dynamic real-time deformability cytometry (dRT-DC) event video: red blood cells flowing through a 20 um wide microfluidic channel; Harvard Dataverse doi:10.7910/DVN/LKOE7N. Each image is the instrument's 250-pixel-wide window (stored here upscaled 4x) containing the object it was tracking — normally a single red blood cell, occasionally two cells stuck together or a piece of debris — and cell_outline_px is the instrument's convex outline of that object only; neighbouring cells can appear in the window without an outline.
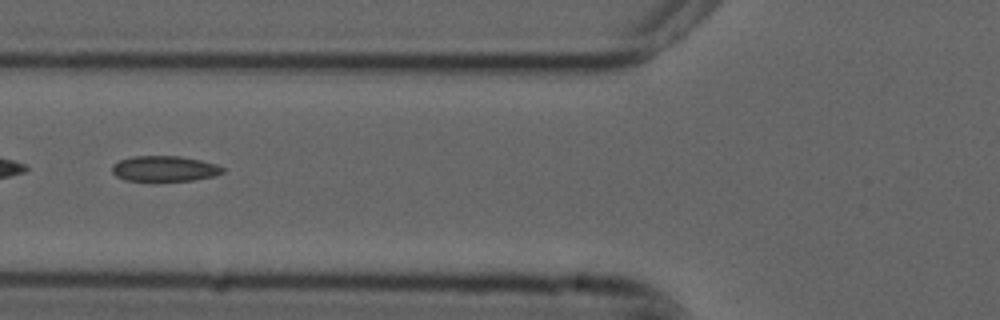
{"species": "common noctule bat (a hibernating species)", "species_latin": "Nyctalus noctula", "temperature_condition": "cold", "stored_images_in_passage": 38, "camera_frame_rate_fps": 3000, "um_per_image_px": 0.085, "animal": {"sex": "male", "forearm_length_mm": 52.5}, "frame": {"image": 1, "passage_image": 6, "time_ms": 1.667, "image_size_px": [1000, 320], "cell_outline_px": [[224, 172], [212, 176], [192, 180], [124, 180], [116, 176], [112, 172], [112, 164], [120, 160], [132, 156], [180, 156], [200, 160], [216, 164], [224, 168]], "centroid_in_image_um": [13.95, 14.32], "position_along_channel_um": 111.8, "area_um2": 16.24}}
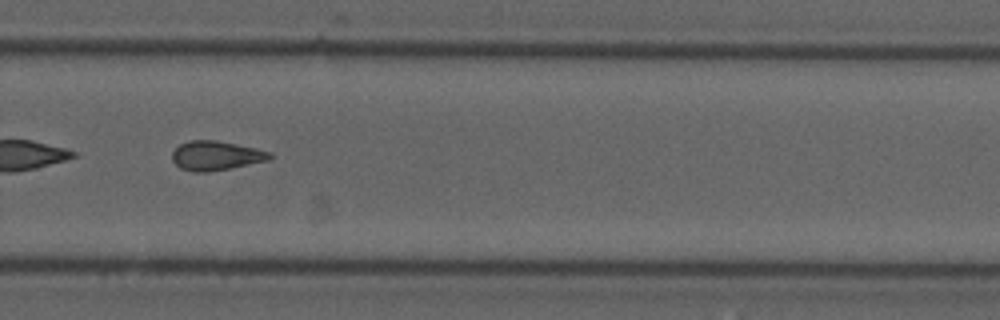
{"frame": {"image": 2, "passage_image": 22, "time_ms": 7.0, "image_size_px": [1000, 320], "cell_outline_px": [[276, 156], [268, 160], [232, 168], [208, 172], [192, 172], [180, 168], [172, 160], [172, 152], [180, 144], [188, 140], [216, 140], [256, 148], [272, 152]], "centroid_in_image_um": [18.38, 13.23], "position_along_channel_um": 311.4, "area_um2": 16.88}, "authors_computed_cell_mechanics": {"area_um2": 16.9643, "velocity_mm_per_s": 3.7495, "shape_relaxation_time_tau1_ms": null, "shape_relaxation_time_tau2_ms": 5.1589, "deformation_change_tau1": null, "deformation_change_tau2": 0.1332}}